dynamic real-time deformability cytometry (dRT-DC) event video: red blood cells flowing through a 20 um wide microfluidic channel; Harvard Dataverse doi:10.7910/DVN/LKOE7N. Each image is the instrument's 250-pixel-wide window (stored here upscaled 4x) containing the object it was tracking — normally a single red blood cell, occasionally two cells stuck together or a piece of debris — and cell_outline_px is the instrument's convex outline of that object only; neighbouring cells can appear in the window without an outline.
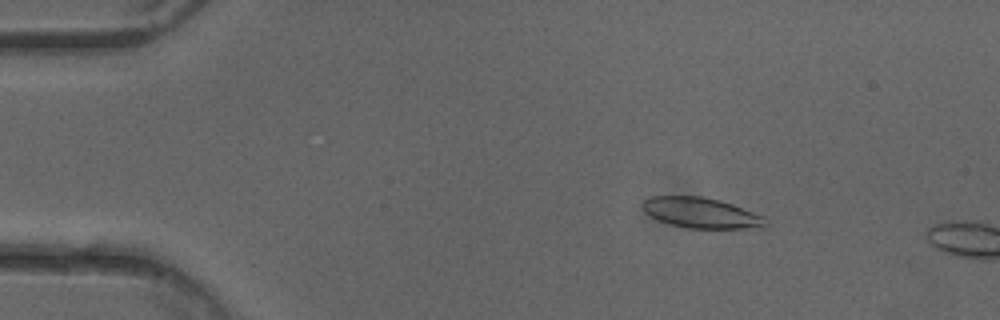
{"species": "common noctule bat (a hibernating species)", "species_latin": "Nyctalus noctula", "temperature_condition": "cold", "stored_images_in_passage": 11, "camera_frame_rate_fps": 3000, "um_per_image_px": 0.085, "animal": {"sex": "female"}, "frame": {"image": 1, "passage_image": 8, "time_ms": 2.333, "image_size_px": [1000, 320], "cell_outline_px": [[768, 224], [764, 228], [688, 228], [672, 224], [660, 220], [644, 212], [640, 208], [640, 204], [644, 200], [652, 196], [700, 196], [720, 200], [732, 204], [764, 216]], "centroid_in_image_um": [59.6, 18.09], "position_along_channel_um": 25.4, "area_um2": 21.85}}